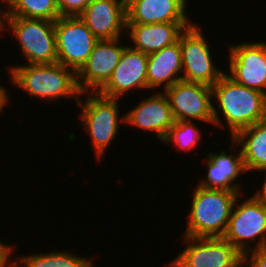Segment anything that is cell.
Returning <instances> with one entry per match:
<instances>
[{
	"mask_svg": "<svg viewBox=\"0 0 266 267\" xmlns=\"http://www.w3.org/2000/svg\"><path fill=\"white\" fill-rule=\"evenodd\" d=\"M120 38L99 40L87 62L77 74V85L82 94L98 92L110 79L121 54L126 46H122Z\"/></svg>",
	"mask_w": 266,
	"mask_h": 267,
	"instance_id": "obj_12",
	"label": "cell"
},
{
	"mask_svg": "<svg viewBox=\"0 0 266 267\" xmlns=\"http://www.w3.org/2000/svg\"><path fill=\"white\" fill-rule=\"evenodd\" d=\"M187 0H126L127 24L191 22Z\"/></svg>",
	"mask_w": 266,
	"mask_h": 267,
	"instance_id": "obj_16",
	"label": "cell"
},
{
	"mask_svg": "<svg viewBox=\"0 0 266 267\" xmlns=\"http://www.w3.org/2000/svg\"><path fill=\"white\" fill-rule=\"evenodd\" d=\"M266 171V168L259 170V172ZM262 189H258L253 196L266 205V173Z\"/></svg>",
	"mask_w": 266,
	"mask_h": 267,
	"instance_id": "obj_27",
	"label": "cell"
},
{
	"mask_svg": "<svg viewBox=\"0 0 266 267\" xmlns=\"http://www.w3.org/2000/svg\"><path fill=\"white\" fill-rule=\"evenodd\" d=\"M175 121L193 119L221 126L218 108L212 102V87L198 82L180 80L164 90Z\"/></svg>",
	"mask_w": 266,
	"mask_h": 267,
	"instance_id": "obj_6",
	"label": "cell"
},
{
	"mask_svg": "<svg viewBox=\"0 0 266 267\" xmlns=\"http://www.w3.org/2000/svg\"><path fill=\"white\" fill-rule=\"evenodd\" d=\"M192 22H166L156 24H127L126 31L134 42L133 49L150 54L179 40L181 33Z\"/></svg>",
	"mask_w": 266,
	"mask_h": 267,
	"instance_id": "obj_17",
	"label": "cell"
},
{
	"mask_svg": "<svg viewBox=\"0 0 266 267\" xmlns=\"http://www.w3.org/2000/svg\"><path fill=\"white\" fill-rule=\"evenodd\" d=\"M201 136L193 121H175L162 141L168 145L173 142L186 152L198 145Z\"/></svg>",
	"mask_w": 266,
	"mask_h": 267,
	"instance_id": "obj_23",
	"label": "cell"
},
{
	"mask_svg": "<svg viewBox=\"0 0 266 267\" xmlns=\"http://www.w3.org/2000/svg\"><path fill=\"white\" fill-rule=\"evenodd\" d=\"M93 0H57L60 17H78Z\"/></svg>",
	"mask_w": 266,
	"mask_h": 267,
	"instance_id": "obj_24",
	"label": "cell"
},
{
	"mask_svg": "<svg viewBox=\"0 0 266 267\" xmlns=\"http://www.w3.org/2000/svg\"><path fill=\"white\" fill-rule=\"evenodd\" d=\"M246 264H247V267H266V248L252 249L251 251L244 253L243 254V267Z\"/></svg>",
	"mask_w": 266,
	"mask_h": 267,
	"instance_id": "obj_25",
	"label": "cell"
},
{
	"mask_svg": "<svg viewBox=\"0 0 266 267\" xmlns=\"http://www.w3.org/2000/svg\"><path fill=\"white\" fill-rule=\"evenodd\" d=\"M229 74L234 81L266 94V42L229 47Z\"/></svg>",
	"mask_w": 266,
	"mask_h": 267,
	"instance_id": "obj_11",
	"label": "cell"
},
{
	"mask_svg": "<svg viewBox=\"0 0 266 267\" xmlns=\"http://www.w3.org/2000/svg\"><path fill=\"white\" fill-rule=\"evenodd\" d=\"M148 54L126 46L108 82L98 91L104 97L119 99L131 89L147 88Z\"/></svg>",
	"mask_w": 266,
	"mask_h": 267,
	"instance_id": "obj_13",
	"label": "cell"
},
{
	"mask_svg": "<svg viewBox=\"0 0 266 267\" xmlns=\"http://www.w3.org/2000/svg\"><path fill=\"white\" fill-rule=\"evenodd\" d=\"M233 137L240 130L266 120V94L237 83L224 73L212 86Z\"/></svg>",
	"mask_w": 266,
	"mask_h": 267,
	"instance_id": "obj_1",
	"label": "cell"
},
{
	"mask_svg": "<svg viewBox=\"0 0 266 267\" xmlns=\"http://www.w3.org/2000/svg\"><path fill=\"white\" fill-rule=\"evenodd\" d=\"M0 17H22L56 21L60 15L57 0H14Z\"/></svg>",
	"mask_w": 266,
	"mask_h": 267,
	"instance_id": "obj_21",
	"label": "cell"
},
{
	"mask_svg": "<svg viewBox=\"0 0 266 267\" xmlns=\"http://www.w3.org/2000/svg\"><path fill=\"white\" fill-rule=\"evenodd\" d=\"M78 17L98 40L121 38L127 26L126 0H93Z\"/></svg>",
	"mask_w": 266,
	"mask_h": 267,
	"instance_id": "obj_14",
	"label": "cell"
},
{
	"mask_svg": "<svg viewBox=\"0 0 266 267\" xmlns=\"http://www.w3.org/2000/svg\"><path fill=\"white\" fill-rule=\"evenodd\" d=\"M192 193V205L187 215L188 225L184 236L195 238L223 237L234 202L242 193L206 189L199 185Z\"/></svg>",
	"mask_w": 266,
	"mask_h": 267,
	"instance_id": "obj_3",
	"label": "cell"
},
{
	"mask_svg": "<svg viewBox=\"0 0 266 267\" xmlns=\"http://www.w3.org/2000/svg\"><path fill=\"white\" fill-rule=\"evenodd\" d=\"M12 251L14 250L11 245H5L2 241H0V267H12L16 264V262H10L9 260L10 255L13 254Z\"/></svg>",
	"mask_w": 266,
	"mask_h": 267,
	"instance_id": "obj_26",
	"label": "cell"
},
{
	"mask_svg": "<svg viewBox=\"0 0 266 267\" xmlns=\"http://www.w3.org/2000/svg\"><path fill=\"white\" fill-rule=\"evenodd\" d=\"M238 198L234 202L223 238L242 254L252 249L266 248V205L253 195L240 204L237 203ZM255 238L258 242L252 248L249 241L254 242Z\"/></svg>",
	"mask_w": 266,
	"mask_h": 267,
	"instance_id": "obj_7",
	"label": "cell"
},
{
	"mask_svg": "<svg viewBox=\"0 0 266 267\" xmlns=\"http://www.w3.org/2000/svg\"><path fill=\"white\" fill-rule=\"evenodd\" d=\"M55 37L57 62L76 73L99 41L79 17H59L55 21Z\"/></svg>",
	"mask_w": 266,
	"mask_h": 267,
	"instance_id": "obj_10",
	"label": "cell"
},
{
	"mask_svg": "<svg viewBox=\"0 0 266 267\" xmlns=\"http://www.w3.org/2000/svg\"><path fill=\"white\" fill-rule=\"evenodd\" d=\"M84 103L75 97L77 105L81 107V117L92 140V147L101 159L107 147L118 135L120 121L125 122V115L119 120V105L115 98H108L98 92H88Z\"/></svg>",
	"mask_w": 266,
	"mask_h": 267,
	"instance_id": "obj_5",
	"label": "cell"
},
{
	"mask_svg": "<svg viewBox=\"0 0 266 267\" xmlns=\"http://www.w3.org/2000/svg\"><path fill=\"white\" fill-rule=\"evenodd\" d=\"M11 83L30 95L53 102L61 97L82 95L77 85L76 72L56 62L52 64H26L9 68Z\"/></svg>",
	"mask_w": 266,
	"mask_h": 267,
	"instance_id": "obj_2",
	"label": "cell"
},
{
	"mask_svg": "<svg viewBox=\"0 0 266 267\" xmlns=\"http://www.w3.org/2000/svg\"><path fill=\"white\" fill-rule=\"evenodd\" d=\"M182 52L179 40L159 51L148 54L147 89L164 85V89L182 80Z\"/></svg>",
	"mask_w": 266,
	"mask_h": 267,
	"instance_id": "obj_19",
	"label": "cell"
},
{
	"mask_svg": "<svg viewBox=\"0 0 266 267\" xmlns=\"http://www.w3.org/2000/svg\"><path fill=\"white\" fill-rule=\"evenodd\" d=\"M8 102L9 96L7 94V90L5 87L0 86V112L3 111L2 109L7 105Z\"/></svg>",
	"mask_w": 266,
	"mask_h": 267,
	"instance_id": "obj_28",
	"label": "cell"
},
{
	"mask_svg": "<svg viewBox=\"0 0 266 267\" xmlns=\"http://www.w3.org/2000/svg\"><path fill=\"white\" fill-rule=\"evenodd\" d=\"M236 155H230L226 150H221L219 154L209 153L206 161L207 180L202 179L198 185L206 189L241 192V187L233 184L242 173H246L240 148Z\"/></svg>",
	"mask_w": 266,
	"mask_h": 267,
	"instance_id": "obj_18",
	"label": "cell"
},
{
	"mask_svg": "<svg viewBox=\"0 0 266 267\" xmlns=\"http://www.w3.org/2000/svg\"><path fill=\"white\" fill-rule=\"evenodd\" d=\"M2 18V19H1ZM9 27L19 41L27 64H52L57 62L55 22L45 19L0 17V30Z\"/></svg>",
	"mask_w": 266,
	"mask_h": 267,
	"instance_id": "obj_4",
	"label": "cell"
},
{
	"mask_svg": "<svg viewBox=\"0 0 266 267\" xmlns=\"http://www.w3.org/2000/svg\"><path fill=\"white\" fill-rule=\"evenodd\" d=\"M231 140L232 146L241 147L246 172L266 168V120L240 130Z\"/></svg>",
	"mask_w": 266,
	"mask_h": 267,
	"instance_id": "obj_20",
	"label": "cell"
},
{
	"mask_svg": "<svg viewBox=\"0 0 266 267\" xmlns=\"http://www.w3.org/2000/svg\"><path fill=\"white\" fill-rule=\"evenodd\" d=\"M183 238L187 246L169 267H243V254L223 237Z\"/></svg>",
	"mask_w": 266,
	"mask_h": 267,
	"instance_id": "obj_8",
	"label": "cell"
},
{
	"mask_svg": "<svg viewBox=\"0 0 266 267\" xmlns=\"http://www.w3.org/2000/svg\"><path fill=\"white\" fill-rule=\"evenodd\" d=\"M182 80L213 86L225 73L213 63L209 44L196 24L180 35Z\"/></svg>",
	"mask_w": 266,
	"mask_h": 267,
	"instance_id": "obj_9",
	"label": "cell"
},
{
	"mask_svg": "<svg viewBox=\"0 0 266 267\" xmlns=\"http://www.w3.org/2000/svg\"><path fill=\"white\" fill-rule=\"evenodd\" d=\"M3 2L5 1L6 5H8L7 7H9L13 2L14 0H2ZM0 13H2L4 10H2V8H0Z\"/></svg>",
	"mask_w": 266,
	"mask_h": 267,
	"instance_id": "obj_29",
	"label": "cell"
},
{
	"mask_svg": "<svg viewBox=\"0 0 266 267\" xmlns=\"http://www.w3.org/2000/svg\"><path fill=\"white\" fill-rule=\"evenodd\" d=\"M124 115L125 124L154 132L161 141L175 122L164 91L153 93L150 97L141 100L136 107Z\"/></svg>",
	"mask_w": 266,
	"mask_h": 267,
	"instance_id": "obj_15",
	"label": "cell"
},
{
	"mask_svg": "<svg viewBox=\"0 0 266 267\" xmlns=\"http://www.w3.org/2000/svg\"><path fill=\"white\" fill-rule=\"evenodd\" d=\"M88 259L58 250L46 254L40 252L29 256H21L19 261L17 259L15 262L19 267H94L91 259Z\"/></svg>",
	"mask_w": 266,
	"mask_h": 267,
	"instance_id": "obj_22",
	"label": "cell"
}]
</instances>
